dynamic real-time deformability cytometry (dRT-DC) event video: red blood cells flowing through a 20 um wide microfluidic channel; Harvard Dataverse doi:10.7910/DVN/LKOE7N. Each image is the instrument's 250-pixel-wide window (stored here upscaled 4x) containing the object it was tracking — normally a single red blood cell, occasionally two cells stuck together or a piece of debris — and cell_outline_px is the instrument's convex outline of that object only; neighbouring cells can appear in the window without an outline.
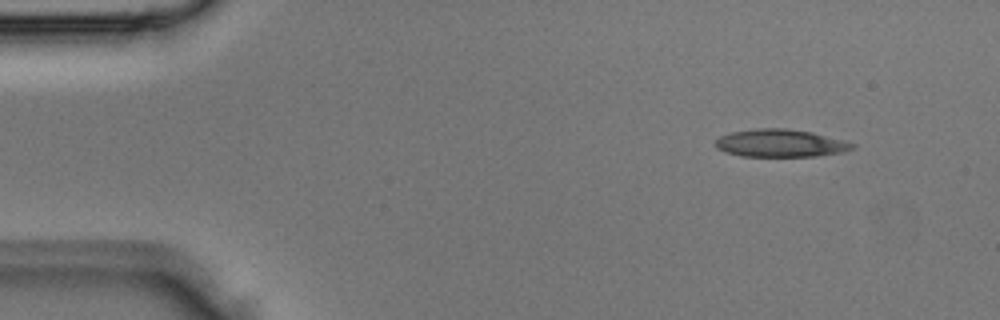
{"species": "Egyptian fruit bat (a non-hibernating species)", "species_latin": "Rousettus aegyptiacus", "temperature_condition": "room temperature", "stored_images_in_passage": 3, "camera_frame_rate_fps": 3000, "um_per_image_px": 0.085, "animal": {"sex": "male"}, "frame": {"image": 1, "passage_image": 1, "time_ms": 0.0, "image_size_px": [1000, 320], "cell_outline_px": [[856, 148], [844, 152], [816, 156], [740, 156], [724, 152], [716, 148], [716, 140], [720, 136], [732, 132], [756, 128], [784, 128], [812, 132], [844, 140], [856, 144]], "centroid_in_image_um": [66.36, 12.17], "position_along_channel_um": 18.6, "area_um2": 22.2}}
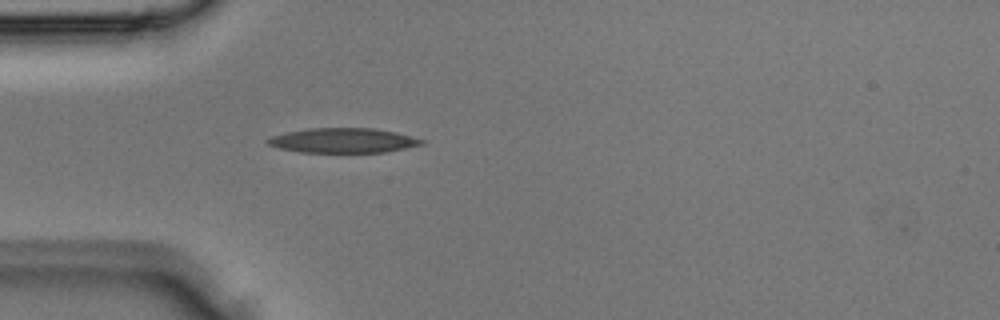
{"frame": {"image": 2, "passage_image": 3, "time_ms": 0.667, "image_size_px": [1000, 320], "cell_outline_px": [[428, 140], [424, 144], [384, 152], [300, 152], [280, 148], [268, 144], [264, 140], [272, 136], [284, 132], [308, 128], [372, 128], [396, 132]], "centroid_in_image_um": [29.17, 11.93], "position_along_channel_um": 55.8, "area_um2": 22.25}}